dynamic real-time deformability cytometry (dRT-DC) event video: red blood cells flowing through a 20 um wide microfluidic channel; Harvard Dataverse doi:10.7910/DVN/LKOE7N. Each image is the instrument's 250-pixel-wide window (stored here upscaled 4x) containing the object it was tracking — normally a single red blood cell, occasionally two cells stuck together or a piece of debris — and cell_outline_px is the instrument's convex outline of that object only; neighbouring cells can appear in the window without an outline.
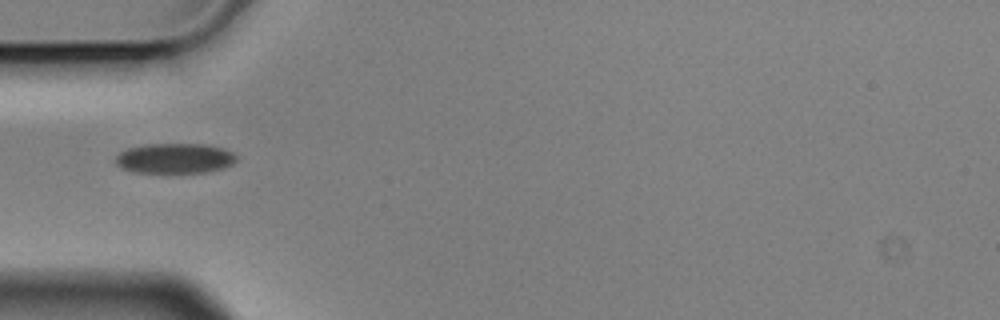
{"species": "Egyptian fruit bat (a non-hibernating species)", "species_latin": "Rousettus aegyptiacus", "temperature_condition": "cold", "stored_images_in_passage": 4, "camera_frame_rate_fps": 3000, "um_per_image_px": 0.085, "animal": {"sex": "male"}, "frame": {"image": 1, "passage_image": 3, "time_ms": 0.667, "image_size_px": [1000, 320], "cell_outline_px": [[236, 160], [232, 164], [224, 168], [204, 172], [136, 172], [120, 168], [116, 164], [116, 156], [120, 152], [128, 148], [144, 144], [204, 144], [224, 148], [232, 152], [236, 156]], "centroid_in_image_um": [14.85, 13.45], "position_along_channel_um": 70.1, "area_um2": 21.15}}
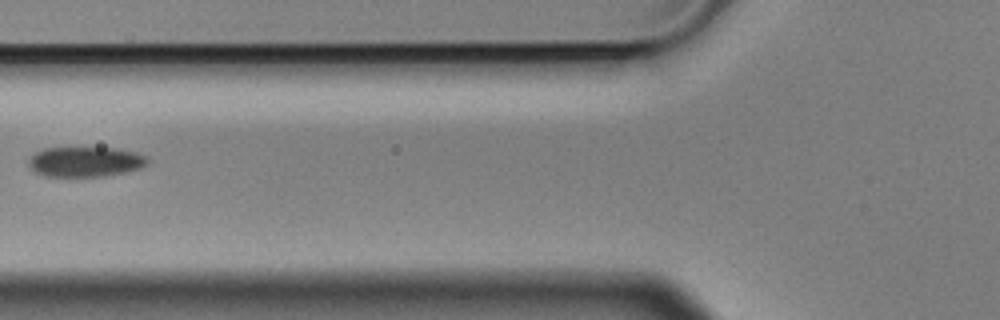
{"frame": {"image": 2, "passage_image": 4, "time_ms": 1.0, "image_size_px": [1000, 320], "cell_outline_px": [[148, 164], [140, 168], [124, 172], [100, 176], [44, 176], [36, 172], [28, 164], [28, 156], [44, 148], [116, 148], [136, 152], [148, 156]], "centroid_in_image_um": [7.25, 13.74], "position_along_channel_um": 118.6, "area_um2": 20.81}}